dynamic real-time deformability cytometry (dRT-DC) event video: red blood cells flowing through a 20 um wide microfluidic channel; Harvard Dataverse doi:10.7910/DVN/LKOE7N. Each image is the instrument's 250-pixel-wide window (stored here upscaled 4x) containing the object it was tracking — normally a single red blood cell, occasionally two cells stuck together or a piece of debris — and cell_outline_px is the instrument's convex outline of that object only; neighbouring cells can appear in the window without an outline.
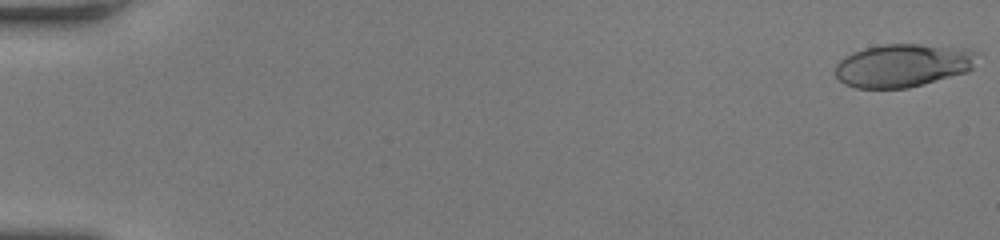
{"species": "human", "species_latin": "Homo sapiens", "temperature_condition": "room temperature", "stored_images_in_passage": 55, "camera_frame_rate_fps": 3000, "um_per_image_px": 0.085, "donor": {"sex": "female"}, "frame": {"image": 1, "passage_image": 1, "time_ms": 0.0, "image_size_px": [1000, 240], "cell_outline_px": [[980, 52], [972, 68], [968, 72], [908, 88], [856, 88], [844, 84], [836, 76], [836, 64], [844, 56], [852, 52], [864, 48], [884, 44], [920, 44], [972, 48]], "centroid_in_image_um": [76.8, 5.54], "position_along_channel_um": 8.2, "area_um2": 36.13}}
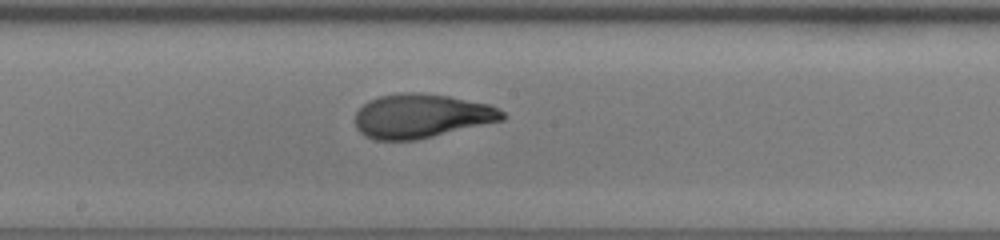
{"frame": {"image": 2, "passage_image": 31, "time_ms": 10.0, "image_size_px": [1000, 240], "cell_outline_px": [[508, 116], [504, 120], [416, 140], [376, 140], [364, 136], [356, 128], [356, 112], [368, 100], [380, 96], [400, 92], [420, 92], [448, 96], [488, 104], [500, 108]], "centroid_in_image_um": [35.83, 9.85], "position_along_channel_um": 212.4, "area_um2": 37.97}}
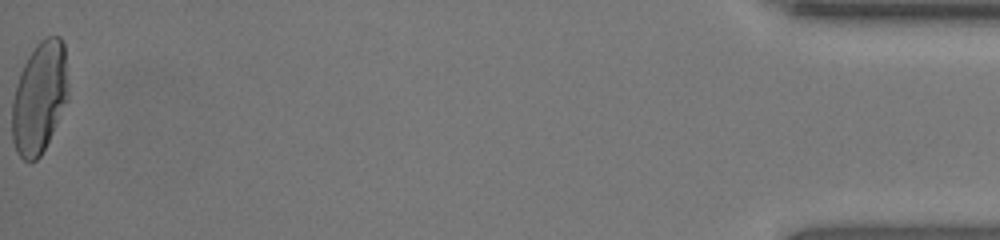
{"frame": {"image": 3, "passage_image": 55, "time_ms": 18.0, "image_size_px": [1000, 240], "cell_outline_px": [[68, 100], [40, 156], [36, 160], [28, 164], [16, 152], [12, 140], [12, 100], [16, 84], [20, 72], [28, 56], [36, 44], [44, 36], [60, 36], [64, 44], [68, 84]], "centroid_in_image_um": [3.34, 8.29], "position_along_channel_um": 431.9, "area_um2": 36.76}, "authors_computed_cell_mechanics": {"area_um2": 36.8186, "velocity_mm_per_s": 3.8946, "shape_relaxation_time_tau1_ms": 5.6997, "shape_relaxation_time_tau2_ms": 0.9636, "deformation_change_tau1": 0.2464, "deformation_change_tau2": 0.0729}}